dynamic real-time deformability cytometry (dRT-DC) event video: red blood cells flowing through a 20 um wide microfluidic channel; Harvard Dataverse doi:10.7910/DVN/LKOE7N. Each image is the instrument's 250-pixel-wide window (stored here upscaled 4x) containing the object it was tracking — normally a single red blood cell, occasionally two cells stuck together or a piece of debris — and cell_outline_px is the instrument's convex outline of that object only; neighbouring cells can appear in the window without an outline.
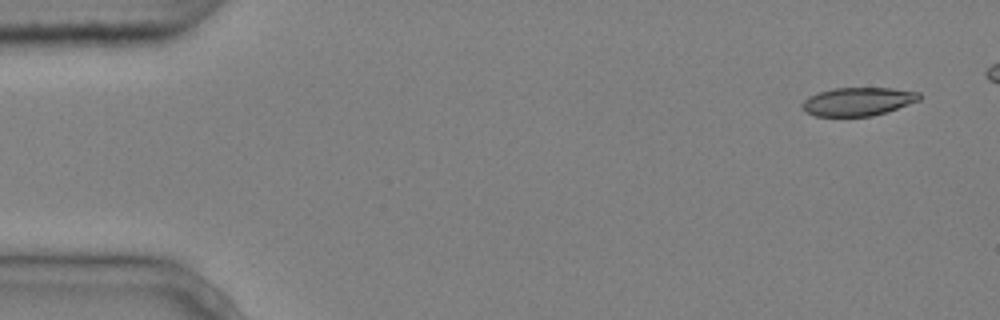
{"species": "common noctule bat (a hibernating species)", "species_latin": "Nyctalus noctula", "temperature_condition": "cold", "stored_images_in_passage": 6, "camera_frame_rate_fps": 3000, "um_per_image_px": 0.085, "animal": {"sex": "male", "body_mass_g": 20.4}, "frame": {"image": 1, "passage_image": 1, "time_ms": 0.0, "image_size_px": [1000, 320], "cell_outline_px": [[924, 96], [920, 100], [872, 116], [816, 116], [804, 112], [800, 108], [800, 104], [808, 96], [832, 88], [892, 88], [920, 92]], "centroid_in_image_um": [72.9, 8.62], "position_along_channel_um": 12.1, "area_um2": 19.48}}
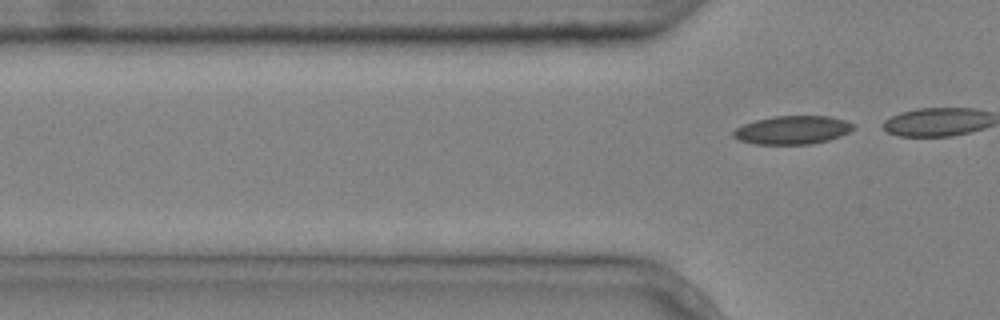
{"frame": {"image": 2, "passage_image": 6, "time_ms": 1.667, "image_size_px": [1000, 320], "cell_outline_px": [[856, 128], [840, 136], [828, 140], [812, 144], [756, 144], [740, 140], [732, 136], [732, 132], [736, 128], [744, 124], [756, 120], [772, 116], [828, 116], [844, 120], [852, 124]], "centroid_in_image_um": [67.35, 11.05], "position_along_channel_um": 58.4, "area_um2": 19.77}}